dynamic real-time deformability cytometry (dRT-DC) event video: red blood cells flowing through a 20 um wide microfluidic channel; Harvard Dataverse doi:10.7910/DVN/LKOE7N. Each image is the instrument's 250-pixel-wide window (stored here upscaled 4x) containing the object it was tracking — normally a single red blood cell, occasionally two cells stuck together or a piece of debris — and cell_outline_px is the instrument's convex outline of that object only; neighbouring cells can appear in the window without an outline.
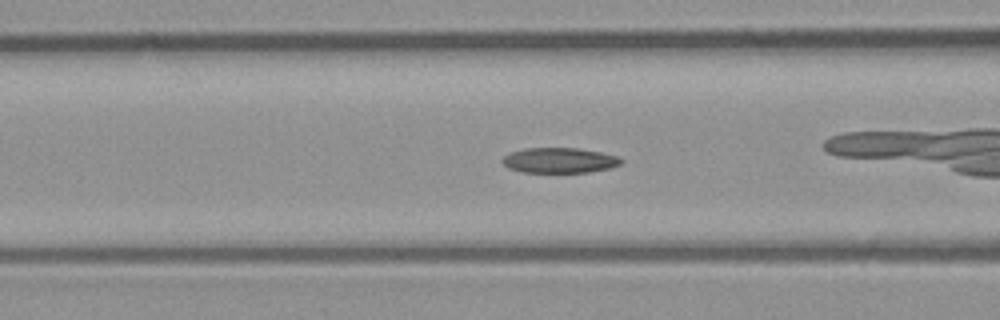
{"species": "common noctule bat (a hibernating species)", "species_latin": "Nyctalus noctula", "temperature_condition": "room temperature", "stored_images_in_passage": 37, "camera_frame_rate_fps": 3000, "um_per_image_px": 0.085, "animal": {"sex": "male", "body_mass_g": 23.1, "forearm_length_mm": 52.7}, "frame": {"image": 1, "passage_image": 6, "time_ms": 1.667, "image_size_px": [1000, 320], "cell_outline_px": [[624, 160], [620, 164], [612, 168], [588, 172], [520, 172], [508, 168], [500, 160], [508, 152], [524, 148], [576, 148], [600, 152], [616, 156]], "centroid_in_image_um": [47.51, 13.63], "position_along_channel_um": 119.1, "area_um2": 17.57}, "authors_computed_cell_mechanics": {"area_um2": 18.0336, "velocity_mm_per_s": 4.0698, "shape_relaxation_time_tau1_ms": 7.51, "shape_relaxation_time_tau2_ms": 3.4727, "deformation_change_tau1": 0.1791, "deformation_change_tau2": 0.0853}}